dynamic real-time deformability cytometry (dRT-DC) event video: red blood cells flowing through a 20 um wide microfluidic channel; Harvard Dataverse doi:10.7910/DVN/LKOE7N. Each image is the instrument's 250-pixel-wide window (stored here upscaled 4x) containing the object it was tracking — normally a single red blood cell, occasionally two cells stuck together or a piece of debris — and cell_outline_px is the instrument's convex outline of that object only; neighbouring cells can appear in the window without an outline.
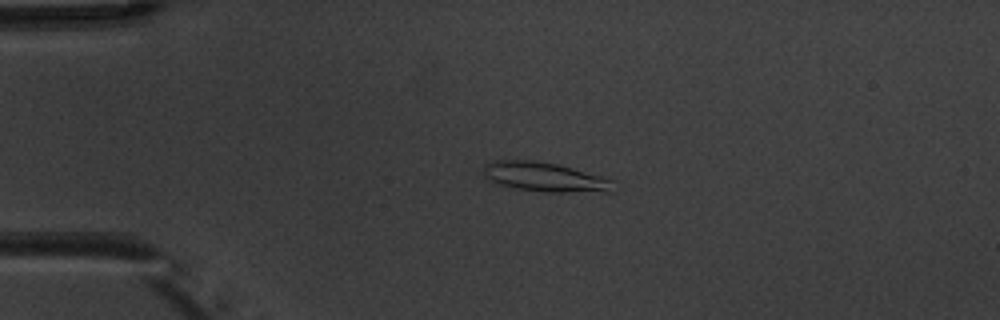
{"species": "common noctule bat (a hibernating species)", "species_latin": "Nyctalus noctula", "temperature_condition": "warm", "stored_images_in_passage": 4, "camera_frame_rate_fps": 3000, "um_per_image_px": 0.085, "animal": {"sex": "male", "body_mass_g": 20.1, "forearm_length_mm": 53.5}, "frame": {"image": 1, "passage_image": 3, "time_ms": 2.333, "image_size_px": [1000, 320], "cell_outline_px": [[616, 180], [608, 192], [544, 192], [516, 188], [500, 184], [484, 176], [484, 164], [492, 160], [532, 160], [556, 164], [604, 176]], "centroid_in_image_um": [46.34, 15.04], "position_along_channel_um": 38.7, "area_um2": 22.2}}